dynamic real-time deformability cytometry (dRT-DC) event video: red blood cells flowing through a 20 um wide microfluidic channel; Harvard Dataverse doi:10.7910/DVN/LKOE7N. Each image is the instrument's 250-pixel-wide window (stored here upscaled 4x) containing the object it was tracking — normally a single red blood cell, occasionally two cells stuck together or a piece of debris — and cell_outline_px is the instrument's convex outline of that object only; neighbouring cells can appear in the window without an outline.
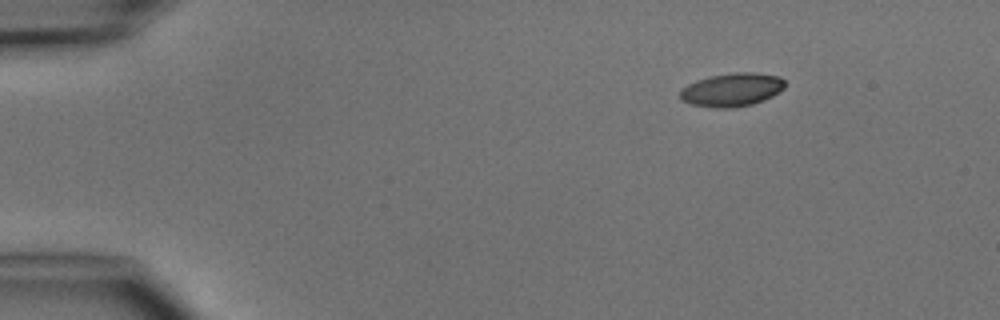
{"species": "common noctule bat (a hibernating species)", "species_latin": "Nyctalus noctula", "temperature_condition": "cold", "stored_images_in_passage": 4, "camera_frame_rate_fps": 3000, "um_per_image_px": 0.085, "animal": {"sex": "male", "body_mass_g": 15.6}, "frame": {"image": 1, "passage_image": 1, "time_ms": 0.0, "image_size_px": [1000, 320], "cell_outline_px": [[784, 88], [772, 96], [764, 100], [752, 104], [732, 108], [716, 108], [692, 104], [680, 100], [680, 88], [696, 80], [712, 76], [732, 72], [756, 72], [780, 76], [784, 80]], "centroid_in_image_um": [62.2, 7.62], "position_along_channel_um": 22.8, "area_um2": 20.52}}
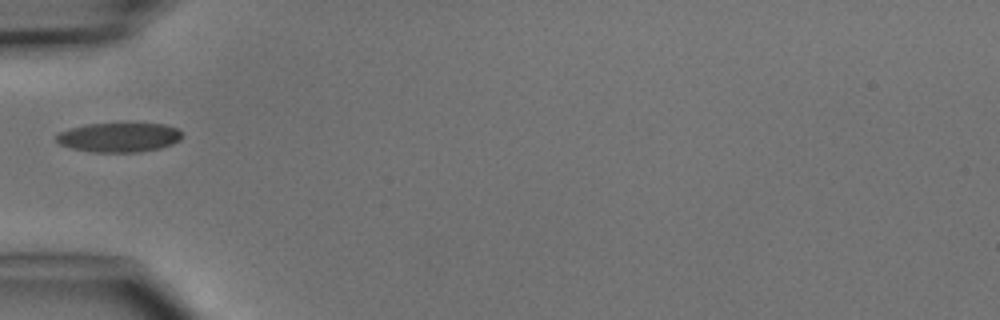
{"frame": {"image": 2, "passage_image": 3, "time_ms": 3.333, "image_size_px": [1000, 320], "cell_outline_px": [[184, 136], [180, 140], [172, 144], [160, 148], [140, 152], [92, 152], [72, 148], [60, 144], [56, 140], [56, 136], [60, 132], [72, 128], [88, 124], [164, 124], [176, 128], [184, 132]], "centroid_in_image_um": [10.17, 11.68], "position_along_channel_um": 74.8, "area_um2": 21.44}}